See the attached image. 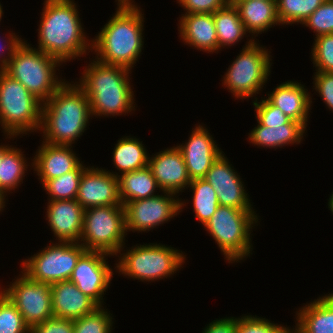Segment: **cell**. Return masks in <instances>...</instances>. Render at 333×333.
Listing matches in <instances>:
<instances>
[{
	"label": "cell",
	"instance_id": "obj_30",
	"mask_svg": "<svg viewBox=\"0 0 333 333\" xmlns=\"http://www.w3.org/2000/svg\"><path fill=\"white\" fill-rule=\"evenodd\" d=\"M26 158L17 147H11L0 162V191L6 193L15 190L23 181L25 170L28 169Z\"/></svg>",
	"mask_w": 333,
	"mask_h": 333
},
{
	"label": "cell",
	"instance_id": "obj_1",
	"mask_svg": "<svg viewBox=\"0 0 333 333\" xmlns=\"http://www.w3.org/2000/svg\"><path fill=\"white\" fill-rule=\"evenodd\" d=\"M116 1V13L91 41V52L94 50L97 55L95 60L103 64L131 70L138 61L144 44V15L133 0Z\"/></svg>",
	"mask_w": 333,
	"mask_h": 333
},
{
	"label": "cell",
	"instance_id": "obj_16",
	"mask_svg": "<svg viewBox=\"0 0 333 333\" xmlns=\"http://www.w3.org/2000/svg\"><path fill=\"white\" fill-rule=\"evenodd\" d=\"M204 179L216 191L219 205L253 210L240 176L223 153L212 164Z\"/></svg>",
	"mask_w": 333,
	"mask_h": 333
},
{
	"label": "cell",
	"instance_id": "obj_4",
	"mask_svg": "<svg viewBox=\"0 0 333 333\" xmlns=\"http://www.w3.org/2000/svg\"><path fill=\"white\" fill-rule=\"evenodd\" d=\"M88 65L77 85L89 99L92 116L114 117L135 110L134 92L128 77L131 70L95 59Z\"/></svg>",
	"mask_w": 333,
	"mask_h": 333
},
{
	"label": "cell",
	"instance_id": "obj_12",
	"mask_svg": "<svg viewBox=\"0 0 333 333\" xmlns=\"http://www.w3.org/2000/svg\"><path fill=\"white\" fill-rule=\"evenodd\" d=\"M1 291L11 300L31 329L54 317L52 312L51 285L31 280L25 273Z\"/></svg>",
	"mask_w": 333,
	"mask_h": 333
},
{
	"label": "cell",
	"instance_id": "obj_15",
	"mask_svg": "<svg viewBox=\"0 0 333 333\" xmlns=\"http://www.w3.org/2000/svg\"><path fill=\"white\" fill-rule=\"evenodd\" d=\"M114 173L94 166L83 171L76 200L84 209L123 206L119 197L118 173Z\"/></svg>",
	"mask_w": 333,
	"mask_h": 333
},
{
	"label": "cell",
	"instance_id": "obj_44",
	"mask_svg": "<svg viewBox=\"0 0 333 333\" xmlns=\"http://www.w3.org/2000/svg\"><path fill=\"white\" fill-rule=\"evenodd\" d=\"M7 36H8L7 37L8 40H4L5 42H7V45L4 44V46H3L1 44V47H0V58L3 57L0 59V70H3L8 65L16 48L23 42L22 38H19L18 35H15V33H13V32L12 33L9 32V35H7ZM5 46H7V47H5ZM1 49H2V51H1ZM5 49L8 51L7 54L4 51ZM2 53H4V55ZM5 54L7 56H5Z\"/></svg>",
	"mask_w": 333,
	"mask_h": 333
},
{
	"label": "cell",
	"instance_id": "obj_7",
	"mask_svg": "<svg viewBox=\"0 0 333 333\" xmlns=\"http://www.w3.org/2000/svg\"><path fill=\"white\" fill-rule=\"evenodd\" d=\"M42 105L22 83L0 70V125L6 138L39 130Z\"/></svg>",
	"mask_w": 333,
	"mask_h": 333
},
{
	"label": "cell",
	"instance_id": "obj_48",
	"mask_svg": "<svg viewBox=\"0 0 333 333\" xmlns=\"http://www.w3.org/2000/svg\"><path fill=\"white\" fill-rule=\"evenodd\" d=\"M2 15H3V10H2L1 3H0V21L2 20Z\"/></svg>",
	"mask_w": 333,
	"mask_h": 333
},
{
	"label": "cell",
	"instance_id": "obj_5",
	"mask_svg": "<svg viewBox=\"0 0 333 333\" xmlns=\"http://www.w3.org/2000/svg\"><path fill=\"white\" fill-rule=\"evenodd\" d=\"M62 63L24 41L16 48L3 71L22 83L42 103L67 81L58 79L56 67Z\"/></svg>",
	"mask_w": 333,
	"mask_h": 333
},
{
	"label": "cell",
	"instance_id": "obj_19",
	"mask_svg": "<svg viewBox=\"0 0 333 333\" xmlns=\"http://www.w3.org/2000/svg\"><path fill=\"white\" fill-rule=\"evenodd\" d=\"M84 210L76 199L49 200L46 216L56 240L59 242H79Z\"/></svg>",
	"mask_w": 333,
	"mask_h": 333
},
{
	"label": "cell",
	"instance_id": "obj_3",
	"mask_svg": "<svg viewBox=\"0 0 333 333\" xmlns=\"http://www.w3.org/2000/svg\"><path fill=\"white\" fill-rule=\"evenodd\" d=\"M92 117L87 95L77 85L65 82L42 105L43 141L54 145H72L86 130Z\"/></svg>",
	"mask_w": 333,
	"mask_h": 333
},
{
	"label": "cell",
	"instance_id": "obj_42",
	"mask_svg": "<svg viewBox=\"0 0 333 333\" xmlns=\"http://www.w3.org/2000/svg\"><path fill=\"white\" fill-rule=\"evenodd\" d=\"M30 333H74L73 320L52 317L33 326Z\"/></svg>",
	"mask_w": 333,
	"mask_h": 333
},
{
	"label": "cell",
	"instance_id": "obj_17",
	"mask_svg": "<svg viewBox=\"0 0 333 333\" xmlns=\"http://www.w3.org/2000/svg\"><path fill=\"white\" fill-rule=\"evenodd\" d=\"M177 147L182 152L191 181L204 178L212 164L223 153L208 129L202 125H197L192 130L188 142Z\"/></svg>",
	"mask_w": 333,
	"mask_h": 333
},
{
	"label": "cell",
	"instance_id": "obj_47",
	"mask_svg": "<svg viewBox=\"0 0 333 333\" xmlns=\"http://www.w3.org/2000/svg\"><path fill=\"white\" fill-rule=\"evenodd\" d=\"M328 207L330 208V211L333 213V192L329 198Z\"/></svg>",
	"mask_w": 333,
	"mask_h": 333
},
{
	"label": "cell",
	"instance_id": "obj_35",
	"mask_svg": "<svg viewBox=\"0 0 333 333\" xmlns=\"http://www.w3.org/2000/svg\"><path fill=\"white\" fill-rule=\"evenodd\" d=\"M0 333H30L23 316L11 300L0 290Z\"/></svg>",
	"mask_w": 333,
	"mask_h": 333
},
{
	"label": "cell",
	"instance_id": "obj_24",
	"mask_svg": "<svg viewBox=\"0 0 333 333\" xmlns=\"http://www.w3.org/2000/svg\"><path fill=\"white\" fill-rule=\"evenodd\" d=\"M308 304V305H307ZM296 313L292 333H333V293L314 299Z\"/></svg>",
	"mask_w": 333,
	"mask_h": 333
},
{
	"label": "cell",
	"instance_id": "obj_8",
	"mask_svg": "<svg viewBox=\"0 0 333 333\" xmlns=\"http://www.w3.org/2000/svg\"><path fill=\"white\" fill-rule=\"evenodd\" d=\"M119 255L114 268L119 274L148 282L170 277L186 259L182 251L157 243L132 246L131 250L119 252Z\"/></svg>",
	"mask_w": 333,
	"mask_h": 333
},
{
	"label": "cell",
	"instance_id": "obj_2",
	"mask_svg": "<svg viewBox=\"0 0 333 333\" xmlns=\"http://www.w3.org/2000/svg\"><path fill=\"white\" fill-rule=\"evenodd\" d=\"M38 28V48L61 63L87 54V40L73 0H45ZM89 41V42H88Z\"/></svg>",
	"mask_w": 333,
	"mask_h": 333
},
{
	"label": "cell",
	"instance_id": "obj_37",
	"mask_svg": "<svg viewBox=\"0 0 333 333\" xmlns=\"http://www.w3.org/2000/svg\"><path fill=\"white\" fill-rule=\"evenodd\" d=\"M317 36L333 33V0L322 3L304 22Z\"/></svg>",
	"mask_w": 333,
	"mask_h": 333
},
{
	"label": "cell",
	"instance_id": "obj_41",
	"mask_svg": "<svg viewBox=\"0 0 333 333\" xmlns=\"http://www.w3.org/2000/svg\"><path fill=\"white\" fill-rule=\"evenodd\" d=\"M314 75V89L327 104L329 110L333 111V72L316 71Z\"/></svg>",
	"mask_w": 333,
	"mask_h": 333
},
{
	"label": "cell",
	"instance_id": "obj_33",
	"mask_svg": "<svg viewBox=\"0 0 333 333\" xmlns=\"http://www.w3.org/2000/svg\"><path fill=\"white\" fill-rule=\"evenodd\" d=\"M326 0H276L277 15L282 25L303 22Z\"/></svg>",
	"mask_w": 333,
	"mask_h": 333
},
{
	"label": "cell",
	"instance_id": "obj_9",
	"mask_svg": "<svg viewBox=\"0 0 333 333\" xmlns=\"http://www.w3.org/2000/svg\"><path fill=\"white\" fill-rule=\"evenodd\" d=\"M126 235L124 206H99L84 210L79 243L87 251H99L109 254V257H119Z\"/></svg>",
	"mask_w": 333,
	"mask_h": 333
},
{
	"label": "cell",
	"instance_id": "obj_25",
	"mask_svg": "<svg viewBox=\"0 0 333 333\" xmlns=\"http://www.w3.org/2000/svg\"><path fill=\"white\" fill-rule=\"evenodd\" d=\"M233 5L239 12L246 31L255 37L272 26L281 24L277 15L276 0H236Z\"/></svg>",
	"mask_w": 333,
	"mask_h": 333
},
{
	"label": "cell",
	"instance_id": "obj_43",
	"mask_svg": "<svg viewBox=\"0 0 333 333\" xmlns=\"http://www.w3.org/2000/svg\"><path fill=\"white\" fill-rule=\"evenodd\" d=\"M237 318L225 317L213 320L202 331V333H236Z\"/></svg>",
	"mask_w": 333,
	"mask_h": 333
},
{
	"label": "cell",
	"instance_id": "obj_14",
	"mask_svg": "<svg viewBox=\"0 0 333 333\" xmlns=\"http://www.w3.org/2000/svg\"><path fill=\"white\" fill-rule=\"evenodd\" d=\"M109 254L85 251L78 259L70 281L98 306H103V295L112 280L113 269L107 264ZM103 300V301H102Z\"/></svg>",
	"mask_w": 333,
	"mask_h": 333
},
{
	"label": "cell",
	"instance_id": "obj_46",
	"mask_svg": "<svg viewBox=\"0 0 333 333\" xmlns=\"http://www.w3.org/2000/svg\"><path fill=\"white\" fill-rule=\"evenodd\" d=\"M7 195H5L3 192H1L0 191V212L2 211V210H4L3 208H5V197H6Z\"/></svg>",
	"mask_w": 333,
	"mask_h": 333
},
{
	"label": "cell",
	"instance_id": "obj_10",
	"mask_svg": "<svg viewBox=\"0 0 333 333\" xmlns=\"http://www.w3.org/2000/svg\"><path fill=\"white\" fill-rule=\"evenodd\" d=\"M270 53L251 38L224 74L222 83L228 92L242 100L259 94L271 73Z\"/></svg>",
	"mask_w": 333,
	"mask_h": 333
},
{
	"label": "cell",
	"instance_id": "obj_22",
	"mask_svg": "<svg viewBox=\"0 0 333 333\" xmlns=\"http://www.w3.org/2000/svg\"><path fill=\"white\" fill-rule=\"evenodd\" d=\"M304 87L297 81L283 82L267 94V99L290 120L299 122L306 128L312 98Z\"/></svg>",
	"mask_w": 333,
	"mask_h": 333
},
{
	"label": "cell",
	"instance_id": "obj_26",
	"mask_svg": "<svg viewBox=\"0 0 333 333\" xmlns=\"http://www.w3.org/2000/svg\"><path fill=\"white\" fill-rule=\"evenodd\" d=\"M257 127L249 133L248 139L255 146L268 148L283 147L286 144H299L303 139L306 128L299 122L290 120L282 126H267L257 122Z\"/></svg>",
	"mask_w": 333,
	"mask_h": 333
},
{
	"label": "cell",
	"instance_id": "obj_29",
	"mask_svg": "<svg viewBox=\"0 0 333 333\" xmlns=\"http://www.w3.org/2000/svg\"><path fill=\"white\" fill-rule=\"evenodd\" d=\"M142 141L134 137H123L113 150V164L121 173L139 170L148 166L149 156Z\"/></svg>",
	"mask_w": 333,
	"mask_h": 333
},
{
	"label": "cell",
	"instance_id": "obj_13",
	"mask_svg": "<svg viewBox=\"0 0 333 333\" xmlns=\"http://www.w3.org/2000/svg\"><path fill=\"white\" fill-rule=\"evenodd\" d=\"M163 194L130 201L124 205L126 232L150 231L179 215L186 202H182L179 198L175 199L174 193L164 192Z\"/></svg>",
	"mask_w": 333,
	"mask_h": 333
},
{
	"label": "cell",
	"instance_id": "obj_20",
	"mask_svg": "<svg viewBox=\"0 0 333 333\" xmlns=\"http://www.w3.org/2000/svg\"><path fill=\"white\" fill-rule=\"evenodd\" d=\"M32 166L40 180H51L75 170L81 163L72 145H54L42 141Z\"/></svg>",
	"mask_w": 333,
	"mask_h": 333
},
{
	"label": "cell",
	"instance_id": "obj_45",
	"mask_svg": "<svg viewBox=\"0 0 333 333\" xmlns=\"http://www.w3.org/2000/svg\"><path fill=\"white\" fill-rule=\"evenodd\" d=\"M12 147L8 145H0V162L2 161L3 155Z\"/></svg>",
	"mask_w": 333,
	"mask_h": 333
},
{
	"label": "cell",
	"instance_id": "obj_31",
	"mask_svg": "<svg viewBox=\"0 0 333 333\" xmlns=\"http://www.w3.org/2000/svg\"><path fill=\"white\" fill-rule=\"evenodd\" d=\"M193 191V212L195 217L204 225L215 213L219 206L216 191L204 179L192 180L188 188Z\"/></svg>",
	"mask_w": 333,
	"mask_h": 333
},
{
	"label": "cell",
	"instance_id": "obj_21",
	"mask_svg": "<svg viewBox=\"0 0 333 333\" xmlns=\"http://www.w3.org/2000/svg\"><path fill=\"white\" fill-rule=\"evenodd\" d=\"M52 312L56 318L75 320L99 307L70 280L51 285Z\"/></svg>",
	"mask_w": 333,
	"mask_h": 333
},
{
	"label": "cell",
	"instance_id": "obj_32",
	"mask_svg": "<svg viewBox=\"0 0 333 333\" xmlns=\"http://www.w3.org/2000/svg\"><path fill=\"white\" fill-rule=\"evenodd\" d=\"M87 167L81 164L73 171L51 180H41L50 200H75L77 198L80 179Z\"/></svg>",
	"mask_w": 333,
	"mask_h": 333
},
{
	"label": "cell",
	"instance_id": "obj_36",
	"mask_svg": "<svg viewBox=\"0 0 333 333\" xmlns=\"http://www.w3.org/2000/svg\"><path fill=\"white\" fill-rule=\"evenodd\" d=\"M311 58L319 72H333V33L315 37Z\"/></svg>",
	"mask_w": 333,
	"mask_h": 333
},
{
	"label": "cell",
	"instance_id": "obj_39",
	"mask_svg": "<svg viewBox=\"0 0 333 333\" xmlns=\"http://www.w3.org/2000/svg\"><path fill=\"white\" fill-rule=\"evenodd\" d=\"M253 102L256 111L257 122L263 126H282L287 124L290 119L275 105H273L266 97L258 102L257 97Z\"/></svg>",
	"mask_w": 333,
	"mask_h": 333
},
{
	"label": "cell",
	"instance_id": "obj_27",
	"mask_svg": "<svg viewBox=\"0 0 333 333\" xmlns=\"http://www.w3.org/2000/svg\"><path fill=\"white\" fill-rule=\"evenodd\" d=\"M117 176L119 197L123 206L130 201L157 196L155 190H161L149 166Z\"/></svg>",
	"mask_w": 333,
	"mask_h": 333
},
{
	"label": "cell",
	"instance_id": "obj_6",
	"mask_svg": "<svg viewBox=\"0 0 333 333\" xmlns=\"http://www.w3.org/2000/svg\"><path fill=\"white\" fill-rule=\"evenodd\" d=\"M254 210H243L219 205L212 217L203 225L213 237L228 261L241 262L252 252L251 229L258 222Z\"/></svg>",
	"mask_w": 333,
	"mask_h": 333
},
{
	"label": "cell",
	"instance_id": "obj_23",
	"mask_svg": "<svg viewBox=\"0 0 333 333\" xmlns=\"http://www.w3.org/2000/svg\"><path fill=\"white\" fill-rule=\"evenodd\" d=\"M181 15L178 30L183 42L207 53L220 50L212 13Z\"/></svg>",
	"mask_w": 333,
	"mask_h": 333
},
{
	"label": "cell",
	"instance_id": "obj_18",
	"mask_svg": "<svg viewBox=\"0 0 333 333\" xmlns=\"http://www.w3.org/2000/svg\"><path fill=\"white\" fill-rule=\"evenodd\" d=\"M148 166L163 192H171L177 196V193L183 192L191 183L184 157L177 146L149 157Z\"/></svg>",
	"mask_w": 333,
	"mask_h": 333
},
{
	"label": "cell",
	"instance_id": "obj_40",
	"mask_svg": "<svg viewBox=\"0 0 333 333\" xmlns=\"http://www.w3.org/2000/svg\"><path fill=\"white\" fill-rule=\"evenodd\" d=\"M185 10V14L214 13L225 7L229 0H177Z\"/></svg>",
	"mask_w": 333,
	"mask_h": 333
},
{
	"label": "cell",
	"instance_id": "obj_49",
	"mask_svg": "<svg viewBox=\"0 0 333 333\" xmlns=\"http://www.w3.org/2000/svg\"><path fill=\"white\" fill-rule=\"evenodd\" d=\"M229 1H230V3H232V4H233V3H234L236 0H229Z\"/></svg>",
	"mask_w": 333,
	"mask_h": 333
},
{
	"label": "cell",
	"instance_id": "obj_28",
	"mask_svg": "<svg viewBox=\"0 0 333 333\" xmlns=\"http://www.w3.org/2000/svg\"><path fill=\"white\" fill-rule=\"evenodd\" d=\"M213 20L220 49L234 46L248 33L237 8L230 2L213 13Z\"/></svg>",
	"mask_w": 333,
	"mask_h": 333
},
{
	"label": "cell",
	"instance_id": "obj_11",
	"mask_svg": "<svg viewBox=\"0 0 333 333\" xmlns=\"http://www.w3.org/2000/svg\"><path fill=\"white\" fill-rule=\"evenodd\" d=\"M86 249L78 242H58L22 261V272L31 280L50 285L69 280Z\"/></svg>",
	"mask_w": 333,
	"mask_h": 333
},
{
	"label": "cell",
	"instance_id": "obj_34",
	"mask_svg": "<svg viewBox=\"0 0 333 333\" xmlns=\"http://www.w3.org/2000/svg\"><path fill=\"white\" fill-rule=\"evenodd\" d=\"M113 317L103 306L93 312L73 320L74 333H111Z\"/></svg>",
	"mask_w": 333,
	"mask_h": 333
},
{
	"label": "cell",
	"instance_id": "obj_38",
	"mask_svg": "<svg viewBox=\"0 0 333 333\" xmlns=\"http://www.w3.org/2000/svg\"><path fill=\"white\" fill-rule=\"evenodd\" d=\"M289 327L270 322L266 318L255 315H244L237 318L236 333H290Z\"/></svg>",
	"mask_w": 333,
	"mask_h": 333
}]
</instances>
